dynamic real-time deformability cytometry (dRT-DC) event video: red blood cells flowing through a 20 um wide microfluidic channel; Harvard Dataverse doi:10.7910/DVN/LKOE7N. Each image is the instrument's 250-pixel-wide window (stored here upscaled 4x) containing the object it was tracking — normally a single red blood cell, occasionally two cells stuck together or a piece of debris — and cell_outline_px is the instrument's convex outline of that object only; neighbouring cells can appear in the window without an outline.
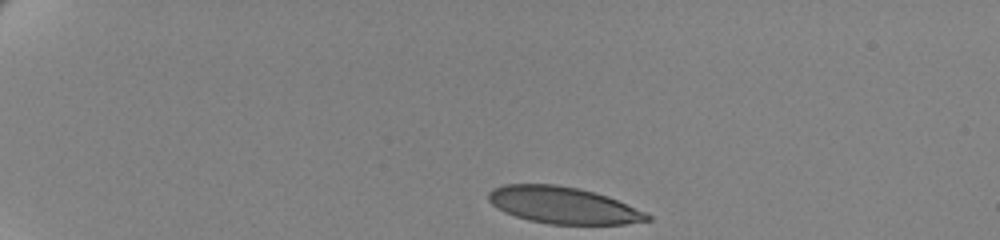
{"species": "human", "species_latin": "Homo sapiens", "temperature_condition": "cold", "stored_images_in_passage": 45, "camera_frame_rate_fps": 3000, "um_per_image_px": 0.085, "donor": {"sex": "female"}, "frame": {"image": 1, "passage_image": 1, "time_ms": 0.0, "image_size_px": [1000, 240], "cell_outline_px": [[652, 220], [624, 224], [548, 224], [528, 220], [504, 212], [496, 208], [488, 200], [488, 192], [492, 188], [504, 184], [556, 184], [580, 188], [608, 196], [644, 212], [652, 216]], "centroid_in_image_um": [47.83, 17.44], "position_along_channel_um": 37.2, "area_um2": 34.1}}
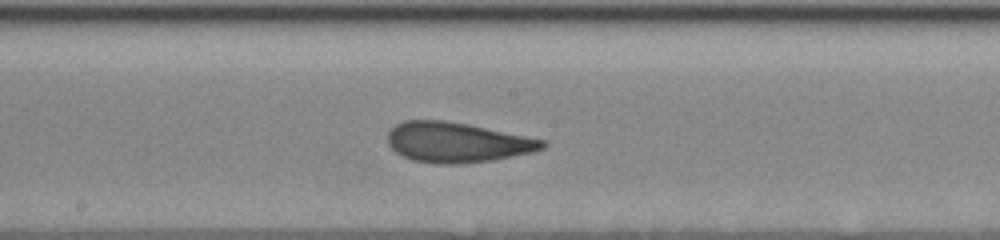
{"frame": {"image": 2, "passage_image": 23, "time_ms": 7.333, "image_size_px": [1000, 240], "cell_outline_px": [[548, 144], [544, 148], [532, 152], [492, 160], [464, 164], [436, 164], [412, 160], [396, 152], [388, 144], [388, 132], [396, 124], [404, 120], [444, 120], [468, 124], [544, 140]], "centroid_in_image_um": [38.83, 12.1], "position_along_channel_um": 209.4, "area_um2": 36.07}}
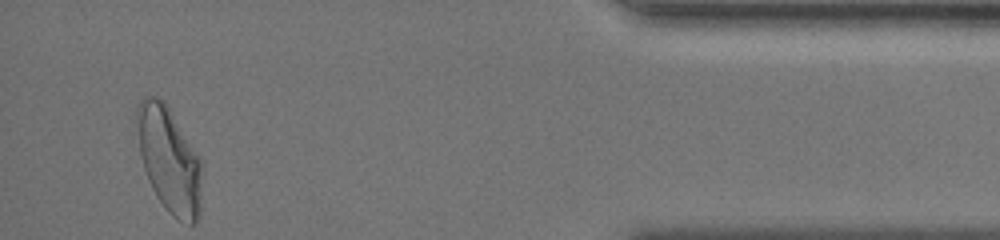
{"frame": {"image": 3, "passage_image": 45, "time_ms": 14.667, "image_size_px": [1000, 240], "cell_outline_px": [[200, 216], [196, 224], [188, 224], [176, 220], [168, 212], [156, 196], [148, 180], [144, 168], [140, 152], [136, 116], [136, 108], [140, 100], [144, 96], [156, 96], [164, 100], [200, 160]], "centroid_in_image_um": [14.36, 13.61], "position_along_channel_um": 420.8, "area_um2": 39.48}, "authors_computed_cell_mechanics": {"area_um2": 35.3736, "velocity_mm_per_s": 3.4774, "shape_relaxation_time_tau1_ms": 5.9399, "shape_relaxation_time_tau2_ms": 1.2361, "deformation_change_tau1": 0.2023, "deformation_change_tau2": 0.0929}}